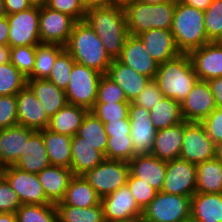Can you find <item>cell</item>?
<instances>
[{"label": "cell", "mask_w": 222, "mask_h": 222, "mask_svg": "<svg viewBox=\"0 0 222 222\" xmlns=\"http://www.w3.org/2000/svg\"><path fill=\"white\" fill-rule=\"evenodd\" d=\"M84 21L96 32L109 56L117 59L129 35L124 8H91L86 11Z\"/></svg>", "instance_id": "cell-1"}, {"label": "cell", "mask_w": 222, "mask_h": 222, "mask_svg": "<svg viewBox=\"0 0 222 222\" xmlns=\"http://www.w3.org/2000/svg\"><path fill=\"white\" fill-rule=\"evenodd\" d=\"M64 48L76 63L102 75L107 74L113 61L96 32L84 20L76 22Z\"/></svg>", "instance_id": "cell-2"}, {"label": "cell", "mask_w": 222, "mask_h": 222, "mask_svg": "<svg viewBox=\"0 0 222 222\" xmlns=\"http://www.w3.org/2000/svg\"><path fill=\"white\" fill-rule=\"evenodd\" d=\"M154 80L164 97L181 104L199 80L188 53L159 64Z\"/></svg>", "instance_id": "cell-3"}, {"label": "cell", "mask_w": 222, "mask_h": 222, "mask_svg": "<svg viewBox=\"0 0 222 222\" xmlns=\"http://www.w3.org/2000/svg\"><path fill=\"white\" fill-rule=\"evenodd\" d=\"M171 32L181 53H189L209 43L204 27V11L176 0Z\"/></svg>", "instance_id": "cell-4"}, {"label": "cell", "mask_w": 222, "mask_h": 222, "mask_svg": "<svg viewBox=\"0 0 222 222\" xmlns=\"http://www.w3.org/2000/svg\"><path fill=\"white\" fill-rule=\"evenodd\" d=\"M175 6L176 0L160 4H147L136 0L128 4L124 8L128 33L138 36L156 28L171 30Z\"/></svg>", "instance_id": "cell-5"}, {"label": "cell", "mask_w": 222, "mask_h": 222, "mask_svg": "<svg viewBox=\"0 0 222 222\" xmlns=\"http://www.w3.org/2000/svg\"><path fill=\"white\" fill-rule=\"evenodd\" d=\"M191 217V197L157 192L143 209V222H184Z\"/></svg>", "instance_id": "cell-6"}, {"label": "cell", "mask_w": 222, "mask_h": 222, "mask_svg": "<svg viewBox=\"0 0 222 222\" xmlns=\"http://www.w3.org/2000/svg\"><path fill=\"white\" fill-rule=\"evenodd\" d=\"M102 74L79 63H74L71 77L65 90L68 104L90 111L96 100Z\"/></svg>", "instance_id": "cell-7"}, {"label": "cell", "mask_w": 222, "mask_h": 222, "mask_svg": "<svg viewBox=\"0 0 222 222\" xmlns=\"http://www.w3.org/2000/svg\"><path fill=\"white\" fill-rule=\"evenodd\" d=\"M129 163L122 160L104 159L83 176L101 197H105L126 185Z\"/></svg>", "instance_id": "cell-8"}, {"label": "cell", "mask_w": 222, "mask_h": 222, "mask_svg": "<svg viewBox=\"0 0 222 222\" xmlns=\"http://www.w3.org/2000/svg\"><path fill=\"white\" fill-rule=\"evenodd\" d=\"M179 158L195 165L215 158V143L209 138L201 122L184 121V137Z\"/></svg>", "instance_id": "cell-9"}, {"label": "cell", "mask_w": 222, "mask_h": 222, "mask_svg": "<svg viewBox=\"0 0 222 222\" xmlns=\"http://www.w3.org/2000/svg\"><path fill=\"white\" fill-rule=\"evenodd\" d=\"M9 23L8 46H37L39 38V8L30 7L27 10L7 15Z\"/></svg>", "instance_id": "cell-10"}, {"label": "cell", "mask_w": 222, "mask_h": 222, "mask_svg": "<svg viewBox=\"0 0 222 222\" xmlns=\"http://www.w3.org/2000/svg\"><path fill=\"white\" fill-rule=\"evenodd\" d=\"M76 20L47 6L39 8V38L41 43L65 46Z\"/></svg>", "instance_id": "cell-11"}, {"label": "cell", "mask_w": 222, "mask_h": 222, "mask_svg": "<svg viewBox=\"0 0 222 222\" xmlns=\"http://www.w3.org/2000/svg\"><path fill=\"white\" fill-rule=\"evenodd\" d=\"M1 175L11 185L22 204H51L45 196L43 186L40 184L37 174L20 170L11 165L7 166Z\"/></svg>", "instance_id": "cell-12"}, {"label": "cell", "mask_w": 222, "mask_h": 222, "mask_svg": "<svg viewBox=\"0 0 222 222\" xmlns=\"http://www.w3.org/2000/svg\"><path fill=\"white\" fill-rule=\"evenodd\" d=\"M196 165L177 158L167 161L162 192L192 197L196 193Z\"/></svg>", "instance_id": "cell-13"}, {"label": "cell", "mask_w": 222, "mask_h": 222, "mask_svg": "<svg viewBox=\"0 0 222 222\" xmlns=\"http://www.w3.org/2000/svg\"><path fill=\"white\" fill-rule=\"evenodd\" d=\"M128 117L131 125L130 136L134 145V157L151 154L157 130L152 124L149 110L131 102Z\"/></svg>", "instance_id": "cell-14"}, {"label": "cell", "mask_w": 222, "mask_h": 222, "mask_svg": "<svg viewBox=\"0 0 222 222\" xmlns=\"http://www.w3.org/2000/svg\"><path fill=\"white\" fill-rule=\"evenodd\" d=\"M180 106L186 122H202L217 108L209 83L201 80L196 82Z\"/></svg>", "instance_id": "cell-15"}, {"label": "cell", "mask_w": 222, "mask_h": 222, "mask_svg": "<svg viewBox=\"0 0 222 222\" xmlns=\"http://www.w3.org/2000/svg\"><path fill=\"white\" fill-rule=\"evenodd\" d=\"M101 204L105 222L139 218L143 214L127 184L101 198Z\"/></svg>", "instance_id": "cell-16"}, {"label": "cell", "mask_w": 222, "mask_h": 222, "mask_svg": "<svg viewBox=\"0 0 222 222\" xmlns=\"http://www.w3.org/2000/svg\"><path fill=\"white\" fill-rule=\"evenodd\" d=\"M117 60L137 73L154 79L159 64L146 51L138 36L128 35Z\"/></svg>", "instance_id": "cell-17"}, {"label": "cell", "mask_w": 222, "mask_h": 222, "mask_svg": "<svg viewBox=\"0 0 222 222\" xmlns=\"http://www.w3.org/2000/svg\"><path fill=\"white\" fill-rule=\"evenodd\" d=\"M188 55L199 80L222 77V46L219 43L209 42Z\"/></svg>", "instance_id": "cell-18"}, {"label": "cell", "mask_w": 222, "mask_h": 222, "mask_svg": "<svg viewBox=\"0 0 222 222\" xmlns=\"http://www.w3.org/2000/svg\"><path fill=\"white\" fill-rule=\"evenodd\" d=\"M18 125L32 128L36 131L46 129L50 118L43 110L42 104L26 85L17 95Z\"/></svg>", "instance_id": "cell-19"}, {"label": "cell", "mask_w": 222, "mask_h": 222, "mask_svg": "<svg viewBox=\"0 0 222 222\" xmlns=\"http://www.w3.org/2000/svg\"><path fill=\"white\" fill-rule=\"evenodd\" d=\"M146 51L158 63L177 57L179 51L171 30L151 29L138 35Z\"/></svg>", "instance_id": "cell-20"}, {"label": "cell", "mask_w": 222, "mask_h": 222, "mask_svg": "<svg viewBox=\"0 0 222 222\" xmlns=\"http://www.w3.org/2000/svg\"><path fill=\"white\" fill-rule=\"evenodd\" d=\"M129 172L134 177L144 180L158 192L162 190L166 176L167 161L152 154L136 155L129 162Z\"/></svg>", "instance_id": "cell-21"}, {"label": "cell", "mask_w": 222, "mask_h": 222, "mask_svg": "<svg viewBox=\"0 0 222 222\" xmlns=\"http://www.w3.org/2000/svg\"><path fill=\"white\" fill-rule=\"evenodd\" d=\"M35 131L21 125L0 130V156L6 167L17 162L24 152L25 143Z\"/></svg>", "instance_id": "cell-22"}, {"label": "cell", "mask_w": 222, "mask_h": 222, "mask_svg": "<svg viewBox=\"0 0 222 222\" xmlns=\"http://www.w3.org/2000/svg\"><path fill=\"white\" fill-rule=\"evenodd\" d=\"M50 165L43 135L40 131H35L25 143L24 152L13 166L32 174H38Z\"/></svg>", "instance_id": "cell-23"}, {"label": "cell", "mask_w": 222, "mask_h": 222, "mask_svg": "<svg viewBox=\"0 0 222 222\" xmlns=\"http://www.w3.org/2000/svg\"><path fill=\"white\" fill-rule=\"evenodd\" d=\"M184 137V121L157 130L151 154L160 160L170 161L180 157Z\"/></svg>", "instance_id": "cell-24"}, {"label": "cell", "mask_w": 222, "mask_h": 222, "mask_svg": "<svg viewBox=\"0 0 222 222\" xmlns=\"http://www.w3.org/2000/svg\"><path fill=\"white\" fill-rule=\"evenodd\" d=\"M107 75L123 90L127 101L133 102L151 80L113 59Z\"/></svg>", "instance_id": "cell-25"}, {"label": "cell", "mask_w": 222, "mask_h": 222, "mask_svg": "<svg viewBox=\"0 0 222 222\" xmlns=\"http://www.w3.org/2000/svg\"><path fill=\"white\" fill-rule=\"evenodd\" d=\"M37 176L43 186L47 200L56 205L64 198L73 174L69 168L50 165L45 167Z\"/></svg>", "instance_id": "cell-26"}, {"label": "cell", "mask_w": 222, "mask_h": 222, "mask_svg": "<svg viewBox=\"0 0 222 222\" xmlns=\"http://www.w3.org/2000/svg\"><path fill=\"white\" fill-rule=\"evenodd\" d=\"M27 86L38 98L49 118L68 104L65 91L47 79L27 80Z\"/></svg>", "instance_id": "cell-27"}, {"label": "cell", "mask_w": 222, "mask_h": 222, "mask_svg": "<svg viewBox=\"0 0 222 222\" xmlns=\"http://www.w3.org/2000/svg\"><path fill=\"white\" fill-rule=\"evenodd\" d=\"M71 171L73 175H84L104 159V155L77 135L71 139Z\"/></svg>", "instance_id": "cell-28"}, {"label": "cell", "mask_w": 222, "mask_h": 222, "mask_svg": "<svg viewBox=\"0 0 222 222\" xmlns=\"http://www.w3.org/2000/svg\"><path fill=\"white\" fill-rule=\"evenodd\" d=\"M195 222H222V193H195L191 217Z\"/></svg>", "instance_id": "cell-29"}, {"label": "cell", "mask_w": 222, "mask_h": 222, "mask_svg": "<svg viewBox=\"0 0 222 222\" xmlns=\"http://www.w3.org/2000/svg\"><path fill=\"white\" fill-rule=\"evenodd\" d=\"M101 204V197L83 175H73L62 201L56 205L88 208Z\"/></svg>", "instance_id": "cell-30"}, {"label": "cell", "mask_w": 222, "mask_h": 222, "mask_svg": "<svg viewBox=\"0 0 222 222\" xmlns=\"http://www.w3.org/2000/svg\"><path fill=\"white\" fill-rule=\"evenodd\" d=\"M43 135L45 147L51 165L71 167V136L55 133L49 129L39 130Z\"/></svg>", "instance_id": "cell-31"}, {"label": "cell", "mask_w": 222, "mask_h": 222, "mask_svg": "<svg viewBox=\"0 0 222 222\" xmlns=\"http://www.w3.org/2000/svg\"><path fill=\"white\" fill-rule=\"evenodd\" d=\"M87 112L86 108L67 104L50 118L47 129L73 137L77 134L78 128L81 126Z\"/></svg>", "instance_id": "cell-32"}, {"label": "cell", "mask_w": 222, "mask_h": 222, "mask_svg": "<svg viewBox=\"0 0 222 222\" xmlns=\"http://www.w3.org/2000/svg\"><path fill=\"white\" fill-rule=\"evenodd\" d=\"M196 193H222V163L210 159L196 164Z\"/></svg>", "instance_id": "cell-33"}, {"label": "cell", "mask_w": 222, "mask_h": 222, "mask_svg": "<svg viewBox=\"0 0 222 222\" xmlns=\"http://www.w3.org/2000/svg\"><path fill=\"white\" fill-rule=\"evenodd\" d=\"M149 112L156 130L168 128L184 121L180 104L167 97H163Z\"/></svg>", "instance_id": "cell-34"}, {"label": "cell", "mask_w": 222, "mask_h": 222, "mask_svg": "<svg viewBox=\"0 0 222 222\" xmlns=\"http://www.w3.org/2000/svg\"><path fill=\"white\" fill-rule=\"evenodd\" d=\"M59 44L40 43L36 46L35 64L32 74L27 78L47 79L51 73L57 56L64 50Z\"/></svg>", "instance_id": "cell-35"}, {"label": "cell", "mask_w": 222, "mask_h": 222, "mask_svg": "<svg viewBox=\"0 0 222 222\" xmlns=\"http://www.w3.org/2000/svg\"><path fill=\"white\" fill-rule=\"evenodd\" d=\"M76 135L105 155L108 136L104 124L90 111L84 116Z\"/></svg>", "instance_id": "cell-36"}, {"label": "cell", "mask_w": 222, "mask_h": 222, "mask_svg": "<svg viewBox=\"0 0 222 222\" xmlns=\"http://www.w3.org/2000/svg\"><path fill=\"white\" fill-rule=\"evenodd\" d=\"M58 222H105L102 204L88 208L55 205Z\"/></svg>", "instance_id": "cell-37"}, {"label": "cell", "mask_w": 222, "mask_h": 222, "mask_svg": "<svg viewBox=\"0 0 222 222\" xmlns=\"http://www.w3.org/2000/svg\"><path fill=\"white\" fill-rule=\"evenodd\" d=\"M17 222H58L54 204H22L16 211Z\"/></svg>", "instance_id": "cell-38"}, {"label": "cell", "mask_w": 222, "mask_h": 222, "mask_svg": "<svg viewBox=\"0 0 222 222\" xmlns=\"http://www.w3.org/2000/svg\"><path fill=\"white\" fill-rule=\"evenodd\" d=\"M26 85L25 76L10 62L0 64V96H16Z\"/></svg>", "instance_id": "cell-39"}, {"label": "cell", "mask_w": 222, "mask_h": 222, "mask_svg": "<svg viewBox=\"0 0 222 222\" xmlns=\"http://www.w3.org/2000/svg\"><path fill=\"white\" fill-rule=\"evenodd\" d=\"M105 159L129 162L134 157V145L131 136L108 137Z\"/></svg>", "instance_id": "cell-40"}, {"label": "cell", "mask_w": 222, "mask_h": 222, "mask_svg": "<svg viewBox=\"0 0 222 222\" xmlns=\"http://www.w3.org/2000/svg\"><path fill=\"white\" fill-rule=\"evenodd\" d=\"M75 61L64 49L56 58L47 80L53 82L59 89L66 90Z\"/></svg>", "instance_id": "cell-41"}, {"label": "cell", "mask_w": 222, "mask_h": 222, "mask_svg": "<svg viewBox=\"0 0 222 222\" xmlns=\"http://www.w3.org/2000/svg\"><path fill=\"white\" fill-rule=\"evenodd\" d=\"M204 27L210 42H217L222 36V0H213L204 11Z\"/></svg>", "instance_id": "cell-42"}, {"label": "cell", "mask_w": 222, "mask_h": 222, "mask_svg": "<svg viewBox=\"0 0 222 222\" xmlns=\"http://www.w3.org/2000/svg\"><path fill=\"white\" fill-rule=\"evenodd\" d=\"M36 46H16L10 48V63L27 79L35 64Z\"/></svg>", "instance_id": "cell-43"}, {"label": "cell", "mask_w": 222, "mask_h": 222, "mask_svg": "<svg viewBox=\"0 0 222 222\" xmlns=\"http://www.w3.org/2000/svg\"><path fill=\"white\" fill-rule=\"evenodd\" d=\"M131 102H108L105 104H94L90 110L101 122H110L126 119L129 116Z\"/></svg>", "instance_id": "cell-44"}, {"label": "cell", "mask_w": 222, "mask_h": 222, "mask_svg": "<svg viewBox=\"0 0 222 222\" xmlns=\"http://www.w3.org/2000/svg\"><path fill=\"white\" fill-rule=\"evenodd\" d=\"M108 102H129L123 90L107 75L103 74L98 84L97 100L95 104Z\"/></svg>", "instance_id": "cell-45"}, {"label": "cell", "mask_w": 222, "mask_h": 222, "mask_svg": "<svg viewBox=\"0 0 222 222\" xmlns=\"http://www.w3.org/2000/svg\"><path fill=\"white\" fill-rule=\"evenodd\" d=\"M138 206L143 210L155 198L157 190L129 173L126 183Z\"/></svg>", "instance_id": "cell-46"}, {"label": "cell", "mask_w": 222, "mask_h": 222, "mask_svg": "<svg viewBox=\"0 0 222 222\" xmlns=\"http://www.w3.org/2000/svg\"><path fill=\"white\" fill-rule=\"evenodd\" d=\"M47 7L67 14L76 21L84 20L87 11L82 0H48Z\"/></svg>", "instance_id": "cell-47"}, {"label": "cell", "mask_w": 222, "mask_h": 222, "mask_svg": "<svg viewBox=\"0 0 222 222\" xmlns=\"http://www.w3.org/2000/svg\"><path fill=\"white\" fill-rule=\"evenodd\" d=\"M18 125L16 96H0V130Z\"/></svg>", "instance_id": "cell-48"}, {"label": "cell", "mask_w": 222, "mask_h": 222, "mask_svg": "<svg viewBox=\"0 0 222 222\" xmlns=\"http://www.w3.org/2000/svg\"><path fill=\"white\" fill-rule=\"evenodd\" d=\"M21 205L16 192L11 188L8 181L0 175V213H16Z\"/></svg>", "instance_id": "cell-49"}, {"label": "cell", "mask_w": 222, "mask_h": 222, "mask_svg": "<svg viewBox=\"0 0 222 222\" xmlns=\"http://www.w3.org/2000/svg\"><path fill=\"white\" fill-rule=\"evenodd\" d=\"M164 95L158 87V83L150 80L143 91L133 101L135 105L142 106L144 109L151 110L156 104L163 99Z\"/></svg>", "instance_id": "cell-50"}, {"label": "cell", "mask_w": 222, "mask_h": 222, "mask_svg": "<svg viewBox=\"0 0 222 222\" xmlns=\"http://www.w3.org/2000/svg\"><path fill=\"white\" fill-rule=\"evenodd\" d=\"M201 123L215 144L222 142V107H217Z\"/></svg>", "instance_id": "cell-51"}, {"label": "cell", "mask_w": 222, "mask_h": 222, "mask_svg": "<svg viewBox=\"0 0 222 222\" xmlns=\"http://www.w3.org/2000/svg\"><path fill=\"white\" fill-rule=\"evenodd\" d=\"M102 123L104 124L105 132L108 137L130 135L131 125L129 117L122 120H115Z\"/></svg>", "instance_id": "cell-52"}, {"label": "cell", "mask_w": 222, "mask_h": 222, "mask_svg": "<svg viewBox=\"0 0 222 222\" xmlns=\"http://www.w3.org/2000/svg\"><path fill=\"white\" fill-rule=\"evenodd\" d=\"M7 15L15 14L31 7L27 0H4Z\"/></svg>", "instance_id": "cell-53"}, {"label": "cell", "mask_w": 222, "mask_h": 222, "mask_svg": "<svg viewBox=\"0 0 222 222\" xmlns=\"http://www.w3.org/2000/svg\"><path fill=\"white\" fill-rule=\"evenodd\" d=\"M210 85L212 94L217 107H222V77L207 81Z\"/></svg>", "instance_id": "cell-54"}, {"label": "cell", "mask_w": 222, "mask_h": 222, "mask_svg": "<svg viewBox=\"0 0 222 222\" xmlns=\"http://www.w3.org/2000/svg\"><path fill=\"white\" fill-rule=\"evenodd\" d=\"M9 23L7 16L0 18V45H8Z\"/></svg>", "instance_id": "cell-55"}, {"label": "cell", "mask_w": 222, "mask_h": 222, "mask_svg": "<svg viewBox=\"0 0 222 222\" xmlns=\"http://www.w3.org/2000/svg\"><path fill=\"white\" fill-rule=\"evenodd\" d=\"M183 4L196 8L201 11H205L213 0H179Z\"/></svg>", "instance_id": "cell-56"}, {"label": "cell", "mask_w": 222, "mask_h": 222, "mask_svg": "<svg viewBox=\"0 0 222 222\" xmlns=\"http://www.w3.org/2000/svg\"><path fill=\"white\" fill-rule=\"evenodd\" d=\"M86 10L91 8L112 6V0H82Z\"/></svg>", "instance_id": "cell-57"}, {"label": "cell", "mask_w": 222, "mask_h": 222, "mask_svg": "<svg viewBox=\"0 0 222 222\" xmlns=\"http://www.w3.org/2000/svg\"><path fill=\"white\" fill-rule=\"evenodd\" d=\"M10 62V47L8 45H0V64Z\"/></svg>", "instance_id": "cell-58"}, {"label": "cell", "mask_w": 222, "mask_h": 222, "mask_svg": "<svg viewBox=\"0 0 222 222\" xmlns=\"http://www.w3.org/2000/svg\"><path fill=\"white\" fill-rule=\"evenodd\" d=\"M0 222H17L16 213H0Z\"/></svg>", "instance_id": "cell-59"}, {"label": "cell", "mask_w": 222, "mask_h": 222, "mask_svg": "<svg viewBox=\"0 0 222 222\" xmlns=\"http://www.w3.org/2000/svg\"><path fill=\"white\" fill-rule=\"evenodd\" d=\"M136 0H112V6L125 8L128 4L133 3Z\"/></svg>", "instance_id": "cell-60"}, {"label": "cell", "mask_w": 222, "mask_h": 222, "mask_svg": "<svg viewBox=\"0 0 222 222\" xmlns=\"http://www.w3.org/2000/svg\"><path fill=\"white\" fill-rule=\"evenodd\" d=\"M31 7L42 8L47 6L48 0H27Z\"/></svg>", "instance_id": "cell-61"}, {"label": "cell", "mask_w": 222, "mask_h": 222, "mask_svg": "<svg viewBox=\"0 0 222 222\" xmlns=\"http://www.w3.org/2000/svg\"><path fill=\"white\" fill-rule=\"evenodd\" d=\"M215 158L222 163V142L215 144Z\"/></svg>", "instance_id": "cell-62"}, {"label": "cell", "mask_w": 222, "mask_h": 222, "mask_svg": "<svg viewBox=\"0 0 222 222\" xmlns=\"http://www.w3.org/2000/svg\"><path fill=\"white\" fill-rule=\"evenodd\" d=\"M7 12L4 5V0H0V18L6 17Z\"/></svg>", "instance_id": "cell-63"}, {"label": "cell", "mask_w": 222, "mask_h": 222, "mask_svg": "<svg viewBox=\"0 0 222 222\" xmlns=\"http://www.w3.org/2000/svg\"><path fill=\"white\" fill-rule=\"evenodd\" d=\"M143 3H147V4H160V3H164L170 0H137Z\"/></svg>", "instance_id": "cell-64"}, {"label": "cell", "mask_w": 222, "mask_h": 222, "mask_svg": "<svg viewBox=\"0 0 222 222\" xmlns=\"http://www.w3.org/2000/svg\"><path fill=\"white\" fill-rule=\"evenodd\" d=\"M110 222H143L142 217L133 218L128 220H121V221H110Z\"/></svg>", "instance_id": "cell-65"}, {"label": "cell", "mask_w": 222, "mask_h": 222, "mask_svg": "<svg viewBox=\"0 0 222 222\" xmlns=\"http://www.w3.org/2000/svg\"><path fill=\"white\" fill-rule=\"evenodd\" d=\"M6 168L5 164L2 162L1 160V156H0V175L2 173V171Z\"/></svg>", "instance_id": "cell-66"}, {"label": "cell", "mask_w": 222, "mask_h": 222, "mask_svg": "<svg viewBox=\"0 0 222 222\" xmlns=\"http://www.w3.org/2000/svg\"><path fill=\"white\" fill-rule=\"evenodd\" d=\"M217 43H219L222 46V36L221 38L217 41Z\"/></svg>", "instance_id": "cell-67"}, {"label": "cell", "mask_w": 222, "mask_h": 222, "mask_svg": "<svg viewBox=\"0 0 222 222\" xmlns=\"http://www.w3.org/2000/svg\"><path fill=\"white\" fill-rule=\"evenodd\" d=\"M184 222H195V221H193L192 219H189V220L184 221Z\"/></svg>", "instance_id": "cell-68"}]
</instances>
